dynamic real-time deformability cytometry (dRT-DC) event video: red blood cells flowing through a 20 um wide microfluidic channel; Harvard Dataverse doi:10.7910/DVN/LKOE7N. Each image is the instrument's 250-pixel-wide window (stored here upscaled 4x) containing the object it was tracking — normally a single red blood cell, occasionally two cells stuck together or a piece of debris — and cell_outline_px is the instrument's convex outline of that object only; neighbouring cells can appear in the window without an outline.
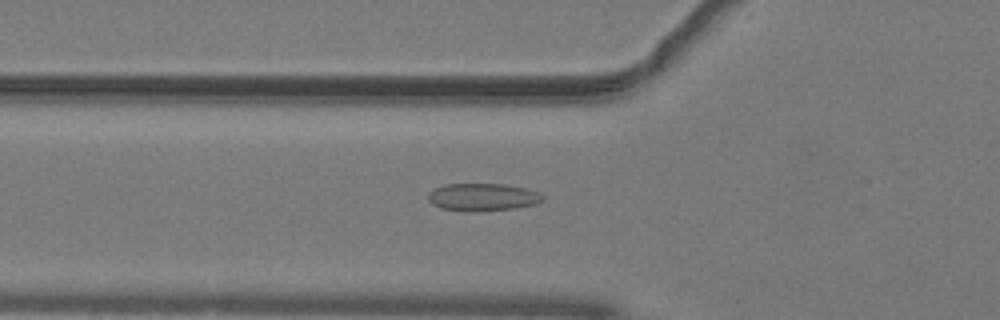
{"species": "common noctule bat (a hibernating species)", "species_latin": "Nyctalus noctula", "temperature_condition": "warm", "stored_images_in_passage": 41, "camera_frame_rate_fps": 3000, "um_per_image_px": 0.085, "animal": {"sex": "male", "body_mass_g": 19.2, "forearm_length_mm": 51.8}, "frame": {"image": 1, "passage_image": 9, "time_ms": 2.667, "image_size_px": [1000, 320], "cell_outline_px": [[544, 200], [536, 204], [516, 208], [468, 212], [464, 212], [440, 208], [432, 204], [428, 200], [428, 192], [432, 188], [444, 184], [504, 184], [524, 188], [540, 192], [544, 196]], "centroid_in_image_um": [41.0, 16.76], "position_along_channel_um": 84.8, "area_um2": 18.73}}
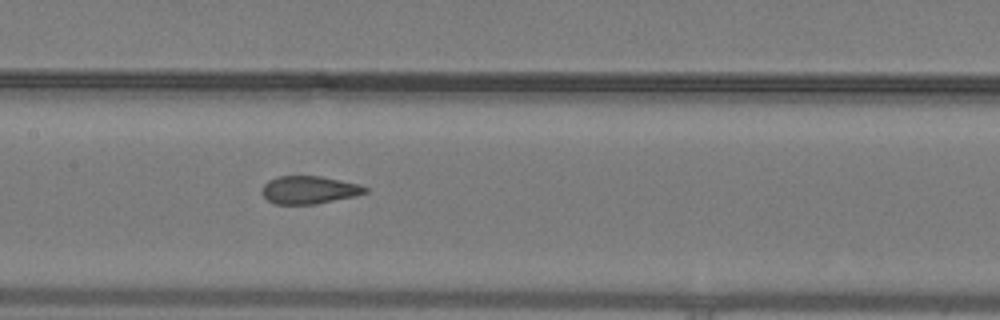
{"frame": {"image": 2, "passage_image": 16, "time_ms": 5.0, "image_size_px": [1000, 320], "cell_outline_px": [[368, 192], [356, 196], [316, 204], [276, 204], [268, 200], [260, 192], [264, 184], [268, 180], [280, 176], [320, 176], [360, 184], [368, 188]], "centroid_in_image_um": [26.29, 16.14], "position_along_channel_um": 181.1, "area_um2": 16.82}}
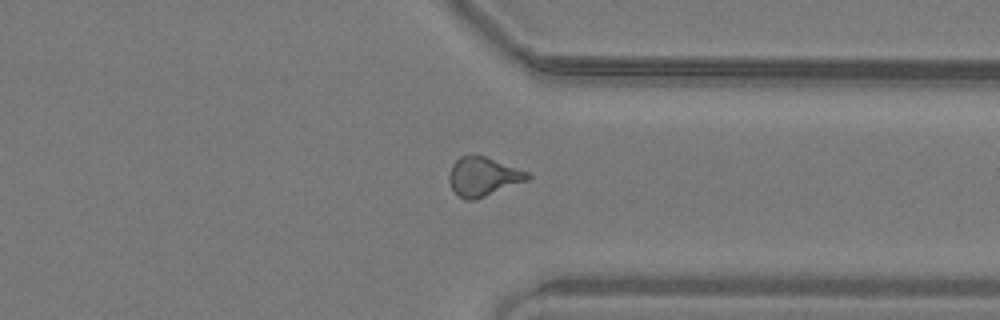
{"frame": {"image": 3, "passage_image": 30, "time_ms": 9.667, "image_size_px": [1000, 320], "cell_outline_px": [[532, 176], [528, 180], [476, 200], [464, 200], [452, 188], [448, 180], [448, 176], [452, 164], [460, 156], [484, 156], [528, 172]], "centroid_in_image_um": [41.06, 15.03], "position_along_channel_um": 370.3, "area_um2": 17.63}, "authors_computed_cell_mechanics": {"area_um2": 17.1666, "velocity_mm_per_s": 4.0816, "shape_relaxation_time_tau1_ms": null, "shape_relaxation_time_tau2_ms": 1.4632, "deformation_change_tau1": null, "deformation_change_tau2": 0.0796}}